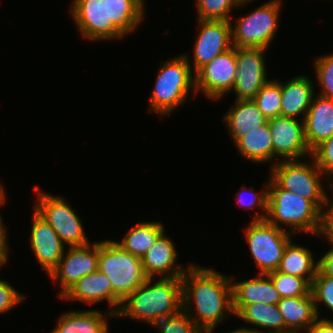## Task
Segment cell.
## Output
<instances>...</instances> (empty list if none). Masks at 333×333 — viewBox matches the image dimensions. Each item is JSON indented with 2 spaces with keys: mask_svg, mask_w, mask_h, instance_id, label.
I'll return each instance as SVG.
<instances>
[{
  "mask_svg": "<svg viewBox=\"0 0 333 333\" xmlns=\"http://www.w3.org/2000/svg\"><path fill=\"white\" fill-rule=\"evenodd\" d=\"M223 120L228 126L229 134L235 143L248 132L263 126L267 119L253 100H235Z\"/></svg>",
  "mask_w": 333,
  "mask_h": 333,
  "instance_id": "22",
  "label": "cell"
},
{
  "mask_svg": "<svg viewBox=\"0 0 333 333\" xmlns=\"http://www.w3.org/2000/svg\"><path fill=\"white\" fill-rule=\"evenodd\" d=\"M247 244L260 274L276 271L291 232L268 223L266 220L251 221L245 231Z\"/></svg>",
  "mask_w": 333,
  "mask_h": 333,
  "instance_id": "8",
  "label": "cell"
},
{
  "mask_svg": "<svg viewBox=\"0 0 333 333\" xmlns=\"http://www.w3.org/2000/svg\"><path fill=\"white\" fill-rule=\"evenodd\" d=\"M98 269L109 278L113 291L122 300L147 279L141 258L126 252L112 240L98 242Z\"/></svg>",
  "mask_w": 333,
  "mask_h": 333,
  "instance_id": "5",
  "label": "cell"
},
{
  "mask_svg": "<svg viewBox=\"0 0 333 333\" xmlns=\"http://www.w3.org/2000/svg\"><path fill=\"white\" fill-rule=\"evenodd\" d=\"M311 293L314 298L317 316L320 312L318 305L324 303L333 312V278L324 276L319 270L311 284ZM318 303V304H317Z\"/></svg>",
  "mask_w": 333,
  "mask_h": 333,
  "instance_id": "34",
  "label": "cell"
},
{
  "mask_svg": "<svg viewBox=\"0 0 333 333\" xmlns=\"http://www.w3.org/2000/svg\"><path fill=\"white\" fill-rule=\"evenodd\" d=\"M281 298L300 297L311 293V284L302 277L273 271L267 274Z\"/></svg>",
  "mask_w": 333,
  "mask_h": 333,
  "instance_id": "31",
  "label": "cell"
},
{
  "mask_svg": "<svg viewBox=\"0 0 333 333\" xmlns=\"http://www.w3.org/2000/svg\"><path fill=\"white\" fill-rule=\"evenodd\" d=\"M70 11L83 38L99 41L125 36L112 22H108L107 0H73Z\"/></svg>",
  "mask_w": 333,
  "mask_h": 333,
  "instance_id": "10",
  "label": "cell"
},
{
  "mask_svg": "<svg viewBox=\"0 0 333 333\" xmlns=\"http://www.w3.org/2000/svg\"><path fill=\"white\" fill-rule=\"evenodd\" d=\"M234 316L245 306L253 303L278 304L281 300L267 274H260L242 282H231Z\"/></svg>",
  "mask_w": 333,
  "mask_h": 333,
  "instance_id": "19",
  "label": "cell"
},
{
  "mask_svg": "<svg viewBox=\"0 0 333 333\" xmlns=\"http://www.w3.org/2000/svg\"><path fill=\"white\" fill-rule=\"evenodd\" d=\"M152 326L157 327L159 333H202L183 309L174 315L158 320Z\"/></svg>",
  "mask_w": 333,
  "mask_h": 333,
  "instance_id": "33",
  "label": "cell"
},
{
  "mask_svg": "<svg viewBox=\"0 0 333 333\" xmlns=\"http://www.w3.org/2000/svg\"><path fill=\"white\" fill-rule=\"evenodd\" d=\"M268 203L265 220L273 226H290L291 233L318 235L321 230L322 211L310 200L280 188L271 178L268 182ZM279 223V224H278Z\"/></svg>",
  "mask_w": 333,
  "mask_h": 333,
  "instance_id": "3",
  "label": "cell"
},
{
  "mask_svg": "<svg viewBox=\"0 0 333 333\" xmlns=\"http://www.w3.org/2000/svg\"><path fill=\"white\" fill-rule=\"evenodd\" d=\"M310 164L302 160H280L272 166L270 178L282 189L291 191L312 201L321 211L327 197L321 182L323 172L314 159Z\"/></svg>",
  "mask_w": 333,
  "mask_h": 333,
  "instance_id": "6",
  "label": "cell"
},
{
  "mask_svg": "<svg viewBox=\"0 0 333 333\" xmlns=\"http://www.w3.org/2000/svg\"><path fill=\"white\" fill-rule=\"evenodd\" d=\"M61 298L70 301H81L89 305L107 300L109 306H111L109 310L115 316L123 301L113 291L109 278L99 269L83 276L75 282Z\"/></svg>",
  "mask_w": 333,
  "mask_h": 333,
  "instance_id": "17",
  "label": "cell"
},
{
  "mask_svg": "<svg viewBox=\"0 0 333 333\" xmlns=\"http://www.w3.org/2000/svg\"><path fill=\"white\" fill-rule=\"evenodd\" d=\"M331 199L332 200H330L329 197H327V200L325 203V205L327 207L323 208V211H322L321 230L318 235L319 236L322 235V237L324 236L323 238L333 239V198H331ZM326 208H327V210H325Z\"/></svg>",
  "mask_w": 333,
  "mask_h": 333,
  "instance_id": "39",
  "label": "cell"
},
{
  "mask_svg": "<svg viewBox=\"0 0 333 333\" xmlns=\"http://www.w3.org/2000/svg\"><path fill=\"white\" fill-rule=\"evenodd\" d=\"M281 0L265 2L231 26L232 45L267 49L274 40L280 16Z\"/></svg>",
  "mask_w": 333,
  "mask_h": 333,
  "instance_id": "7",
  "label": "cell"
},
{
  "mask_svg": "<svg viewBox=\"0 0 333 333\" xmlns=\"http://www.w3.org/2000/svg\"><path fill=\"white\" fill-rule=\"evenodd\" d=\"M192 69L186 54L166 60L157 73L155 86L150 96L149 112H156L162 118L187 102L192 88L194 95L197 94L196 77Z\"/></svg>",
  "mask_w": 333,
  "mask_h": 333,
  "instance_id": "4",
  "label": "cell"
},
{
  "mask_svg": "<svg viewBox=\"0 0 333 333\" xmlns=\"http://www.w3.org/2000/svg\"><path fill=\"white\" fill-rule=\"evenodd\" d=\"M235 316L269 333L285 332V322L278 304L253 303L245 305Z\"/></svg>",
  "mask_w": 333,
  "mask_h": 333,
  "instance_id": "29",
  "label": "cell"
},
{
  "mask_svg": "<svg viewBox=\"0 0 333 333\" xmlns=\"http://www.w3.org/2000/svg\"><path fill=\"white\" fill-rule=\"evenodd\" d=\"M269 180L266 183V189H263L262 192H260V194L258 195V193H254V189L253 188H246L245 186H243L240 190V193H237L238 197L237 198V202L239 204V206H242L244 208H249V209H254L255 207H260L262 208L261 210H264V214H259L257 212L256 215H254V217L252 218V221H261V220H265L266 215H267V203H268V184ZM243 191H248V193L251 194V198L246 201V198L244 199L243 197Z\"/></svg>",
  "mask_w": 333,
  "mask_h": 333,
  "instance_id": "36",
  "label": "cell"
},
{
  "mask_svg": "<svg viewBox=\"0 0 333 333\" xmlns=\"http://www.w3.org/2000/svg\"><path fill=\"white\" fill-rule=\"evenodd\" d=\"M306 333H333V321L318 318Z\"/></svg>",
  "mask_w": 333,
  "mask_h": 333,
  "instance_id": "42",
  "label": "cell"
},
{
  "mask_svg": "<svg viewBox=\"0 0 333 333\" xmlns=\"http://www.w3.org/2000/svg\"><path fill=\"white\" fill-rule=\"evenodd\" d=\"M197 22L200 30L193 48L192 70L195 74L216 56L233 47L231 21L198 19Z\"/></svg>",
  "mask_w": 333,
  "mask_h": 333,
  "instance_id": "15",
  "label": "cell"
},
{
  "mask_svg": "<svg viewBox=\"0 0 333 333\" xmlns=\"http://www.w3.org/2000/svg\"><path fill=\"white\" fill-rule=\"evenodd\" d=\"M237 74L236 47L216 56L196 74V93H204L212 100H218L230 92Z\"/></svg>",
  "mask_w": 333,
  "mask_h": 333,
  "instance_id": "11",
  "label": "cell"
},
{
  "mask_svg": "<svg viewBox=\"0 0 333 333\" xmlns=\"http://www.w3.org/2000/svg\"><path fill=\"white\" fill-rule=\"evenodd\" d=\"M30 246L48 276L64 256V244L49 223L35 210L32 217Z\"/></svg>",
  "mask_w": 333,
  "mask_h": 333,
  "instance_id": "16",
  "label": "cell"
},
{
  "mask_svg": "<svg viewBox=\"0 0 333 333\" xmlns=\"http://www.w3.org/2000/svg\"><path fill=\"white\" fill-rule=\"evenodd\" d=\"M278 333H301V332H298V331H285V332H278Z\"/></svg>",
  "mask_w": 333,
  "mask_h": 333,
  "instance_id": "46",
  "label": "cell"
},
{
  "mask_svg": "<svg viewBox=\"0 0 333 333\" xmlns=\"http://www.w3.org/2000/svg\"><path fill=\"white\" fill-rule=\"evenodd\" d=\"M253 0H236V2L239 4V6L241 7L242 5L244 6L245 4L247 5L248 3H250Z\"/></svg>",
  "mask_w": 333,
  "mask_h": 333,
  "instance_id": "45",
  "label": "cell"
},
{
  "mask_svg": "<svg viewBox=\"0 0 333 333\" xmlns=\"http://www.w3.org/2000/svg\"><path fill=\"white\" fill-rule=\"evenodd\" d=\"M172 240L165 235V231L157 238L153 246L141 257L142 268L147 278L182 277L186 272L183 266L177 265V251ZM165 275V276H164Z\"/></svg>",
  "mask_w": 333,
  "mask_h": 333,
  "instance_id": "18",
  "label": "cell"
},
{
  "mask_svg": "<svg viewBox=\"0 0 333 333\" xmlns=\"http://www.w3.org/2000/svg\"><path fill=\"white\" fill-rule=\"evenodd\" d=\"M312 251L296 245L292 240L287 244L276 271L305 278L310 284L318 271V261H314Z\"/></svg>",
  "mask_w": 333,
  "mask_h": 333,
  "instance_id": "25",
  "label": "cell"
},
{
  "mask_svg": "<svg viewBox=\"0 0 333 333\" xmlns=\"http://www.w3.org/2000/svg\"><path fill=\"white\" fill-rule=\"evenodd\" d=\"M304 131L311 151L333 135V99L313 97L304 118Z\"/></svg>",
  "mask_w": 333,
  "mask_h": 333,
  "instance_id": "20",
  "label": "cell"
},
{
  "mask_svg": "<svg viewBox=\"0 0 333 333\" xmlns=\"http://www.w3.org/2000/svg\"><path fill=\"white\" fill-rule=\"evenodd\" d=\"M6 198L0 203V206L5 204ZM1 215H0V269L2 265L6 263L8 260V243H7V236H6V229L3 226Z\"/></svg>",
  "mask_w": 333,
  "mask_h": 333,
  "instance_id": "41",
  "label": "cell"
},
{
  "mask_svg": "<svg viewBox=\"0 0 333 333\" xmlns=\"http://www.w3.org/2000/svg\"><path fill=\"white\" fill-rule=\"evenodd\" d=\"M281 97V82L269 80L261 87L253 101L268 120L280 116Z\"/></svg>",
  "mask_w": 333,
  "mask_h": 333,
  "instance_id": "30",
  "label": "cell"
},
{
  "mask_svg": "<svg viewBox=\"0 0 333 333\" xmlns=\"http://www.w3.org/2000/svg\"><path fill=\"white\" fill-rule=\"evenodd\" d=\"M315 73L321 86L320 96L333 99V53L314 61Z\"/></svg>",
  "mask_w": 333,
  "mask_h": 333,
  "instance_id": "35",
  "label": "cell"
},
{
  "mask_svg": "<svg viewBox=\"0 0 333 333\" xmlns=\"http://www.w3.org/2000/svg\"><path fill=\"white\" fill-rule=\"evenodd\" d=\"M160 222H141L133 226L120 242L126 252L141 258L165 231Z\"/></svg>",
  "mask_w": 333,
  "mask_h": 333,
  "instance_id": "28",
  "label": "cell"
},
{
  "mask_svg": "<svg viewBox=\"0 0 333 333\" xmlns=\"http://www.w3.org/2000/svg\"><path fill=\"white\" fill-rule=\"evenodd\" d=\"M278 307L285 322V331L307 332L318 319L312 293L300 297L281 298Z\"/></svg>",
  "mask_w": 333,
  "mask_h": 333,
  "instance_id": "23",
  "label": "cell"
},
{
  "mask_svg": "<svg viewBox=\"0 0 333 333\" xmlns=\"http://www.w3.org/2000/svg\"><path fill=\"white\" fill-rule=\"evenodd\" d=\"M233 280L234 277L228 278L213 269L194 264L187 266L182 275V309L202 333H213L219 323L230 314L234 315L231 287ZM192 301L197 310L195 315L190 312ZM225 311L229 315H225Z\"/></svg>",
  "mask_w": 333,
  "mask_h": 333,
  "instance_id": "1",
  "label": "cell"
},
{
  "mask_svg": "<svg viewBox=\"0 0 333 333\" xmlns=\"http://www.w3.org/2000/svg\"><path fill=\"white\" fill-rule=\"evenodd\" d=\"M234 144L241 156L250 162L268 163L273 159V144L268 122L240 137Z\"/></svg>",
  "mask_w": 333,
  "mask_h": 333,
  "instance_id": "26",
  "label": "cell"
},
{
  "mask_svg": "<svg viewBox=\"0 0 333 333\" xmlns=\"http://www.w3.org/2000/svg\"><path fill=\"white\" fill-rule=\"evenodd\" d=\"M34 191L38 197L34 210L49 223L64 244L68 247L89 244L82 220L65 199L41 192L38 186Z\"/></svg>",
  "mask_w": 333,
  "mask_h": 333,
  "instance_id": "9",
  "label": "cell"
},
{
  "mask_svg": "<svg viewBox=\"0 0 333 333\" xmlns=\"http://www.w3.org/2000/svg\"><path fill=\"white\" fill-rule=\"evenodd\" d=\"M313 83L307 76H296L282 84L280 116L295 118L303 115L304 120L314 97Z\"/></svg>",
  "mask_w": 333,
  "mask_h": 333,
  "instance_id": "21",
  "label": "cell"
},
{
  "mask_svg": "<svg viewBox=\"0 0 333 333\" xmlns=\"http://www.w3.org/2000/svg\"><path fill=\"white\" fill-rule=\"evenodd\" d=\"M273 144V159L277 156L282 160H300L310 156L304 131V120L277 116L267 120Z\"/></svg>",
  "mask_w": 333,
  "mask_h": 333,
  "instance_id": "13",
  "label": "cell"
},
{
  "mask_svg": "<svg viewBox=\"0 0 333 333\" xmlns=\"http://www.w3.org/2000/svg\"><path fill=\"white\" fill-rule=\"evenodd\" d=\"M59 261L58 266L50 273L53 282H59L62 289L58 294L63 296L72 285L83 276L98 269V242L83 246H69V250Z\"/></svg>",
  "mask_w": 333,
  "mask_h": 333,
  "instance_id": "14",
  "label": "cell"
},
{
  "mask_svg": "<svg viewBox=\"0 0 333 333\" xmlns=\"http://www.w3.org/2000/svg\"><path fill=\"white\" fill-rule=\"evenodd\" d=\"M197 17L201 20L231 21V10L239 7L236 0H196Z\"/></svg>",
  "mask_w": 333,
  "mask_h": 333,
  "instance_id": "32",
  "label": "cell"
},
{
  "mask_svg": "<svg viewBox=\"0 0 333 333\" xmlns=\"http://www.w3.org/2000/svg\"><path fill=\"white\" fill-rule=\"evenodd\" d=\"M102 314L99 310L65 312L51 333H109L107 319L115 315L109 310L107 318Z\"/></svg>",
  "mask_w": 333,
  "mask_h": 333,
  "instance_id": "24",
  "label": "cell"
},
{
  "mask_svg": "<svg viewBox=\"0 0 333 333\" xmlns=\"http://www.w3.org/2000/svg\"><path fill=\"white\" fill-rule=\"evenodd\" d=\"M311 158L324 176H333V135L312 150Z\"/></svg>",
  "mask_w": 333,
  "mask_h": 333,
  "instance_id": "37",
  "label": "cell"
},
{
  "mask_svg": "<svg viewBox=\"0 0 333 333\" xmlns=\"http://www.w3.org/2000/svg\"><path fill=\"white\" fill-rule=\"evenodd\" d=\"M229 333H265L261 330H258V328L254 329V328H246V327H241V328H237L236 330L230 331Z\"/></svg>",
  "mask_w": 333,
  "mask_h": 333,
  "instance_id": "43",
  "label": "cell"
},
{
  "mask_svg": "<svg viewBox=\"0 0 333 333\" xmlns=\"http://www.w3.org/2000/svg\"><path fill=\"white\" fill-rule=\"evenodd\" d=\"M144 4V0H107L108 22H112L127 36L144 19Z\"/></svg>",
  "mask_w": 333,
  "mask_h": 333,
  "instance_id": "27",
  "label": "cell"
},
{
  "mask_svg": "<svg viewBox=\"0 0 333 333\" xmlns=\"http://www.w3.org/2000/svg\"><path fill=\"white\" fill-rule=\"evenodd\" d=\"M329 181H333L332 178H331V180H329ZM329 185H330V187L333 188V182H331Z\"/></svg>",
  "mask_w": 333,
  "mask_h": 333,
  "instance_id": "47",
  "label": "cell"
},
{
  "mask_svg": "<svg viewBox=\"0 0 333 333\" xmlns=\"http://www.w3.org/2000/svg\"><path fill=\"white\" fill-rule=\"evenodd\" d=\"M326 240L330 242L331 249L318 260V270L324 276L333 278V239L326 238Z\"/></svg>",
  "mask_w": 333,
  "mask_h": 333,
  "instance_id": "40",
  "label": "cell"
},
{
  "mask_svg": "<svg viewBox=\"0 0 333 333\" xmlns=\"http://www.w3.org/2000/svg\"><path fill=\"white\" fill-rule=\"evenodd\" d=\"M267 49L236 47L237 74L234 87L235 100H253L269 80L264 52Z\"/></svg>",
  "mask_w": 333,
  "mask_h": 333,
  "instance_id": "12",
  "label": "cell"
},
{
  "mask_svg": "<svg viewBox=\"0 0 333 333\" xmlns=\"http://www.w3.org/2000/svg\"><path fill=\"white\" fill-rule=\"evenodd\" d=\"M6 198V193L4 191V187L2 183H0V203Z\"/></svg>",
  "mask_w": 333,
  "mask_h": 333,
  "instance_id": "44",
  "label": "cell"
},
{
  "mask_svg": "<svg viewBox=\"0 0 333 333\" xmlns=\"http://www.w3.org/2000/svg\"><path fill=\"white\" fill-rule=\"evenodd\" d=\"M145 282L129 294L121 304L117 317H128L154 325L158 320L182 309V277L160 278Z\"/></svg>",
  "mask_w": 333,
  "mask_h": 333,
  "instance_id": "2",
  "label": "cell"
},
{
  "mask_svg": "<svg viewBox=\"0 0 333 333\" xmlns=\"http://www.w3.org/2000/svg\"><path fill=\"white\" fill-rule=\"evenodd\" d=\"M24 298L10 283L0 279V314L15 308Z\"/></svg>",
  "mask_w": 333,
  "mask_h": 333,
  "instance_id": "38",
  "label": "cell"
}]
</instances>
